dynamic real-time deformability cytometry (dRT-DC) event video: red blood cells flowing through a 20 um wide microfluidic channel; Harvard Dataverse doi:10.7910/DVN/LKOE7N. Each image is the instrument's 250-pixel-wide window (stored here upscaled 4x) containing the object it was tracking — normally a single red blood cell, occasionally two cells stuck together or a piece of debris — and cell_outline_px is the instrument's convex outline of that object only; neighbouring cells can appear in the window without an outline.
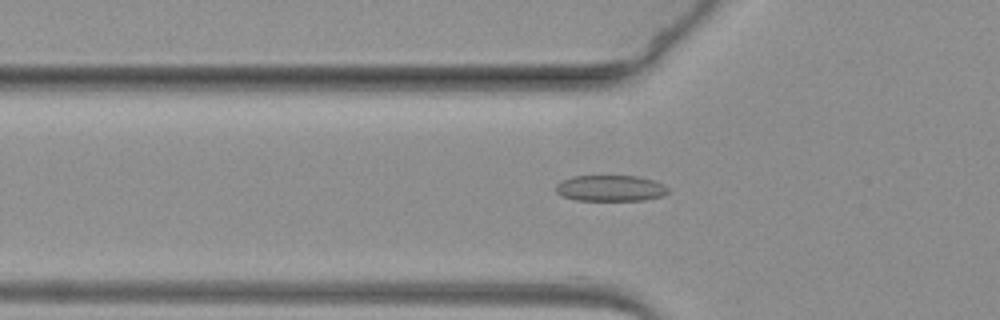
{"species": "common noctule bat (a hibernating species)", "species_latin": "Nyctalus noctula", "temperature_condition": "warm", "stored_images_in_passage": 36, "camera_frame_rate_fps": 3000, "um_per_image_px": 0.085, "animal": {"sex": "female", "body_mass_g": 19.3, "forearm_length_mm": 54.1}, "frame": {"image": 1, "passage_image": 10, "time_ms": 3.0, "image_size_px": [1000, 320], "cell_outline_px": [[668, 192], [664, 196], [644, 200], [576, 200], [564, 196], [556, 192], [556, 184], [560, 180], [572, 176], [636, 176], [652, 180], [664, 184], [668, 188]], "centroid_in_image_um": [51.89, 15.99], "position_along_channel_um": 73.9, "area_um2": 17.05}}
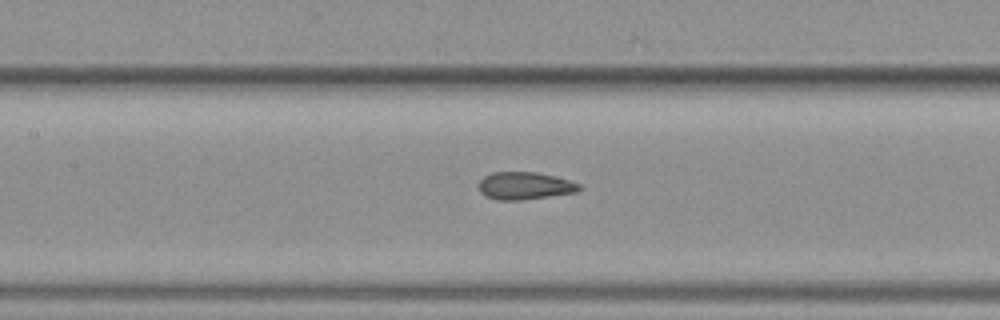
{"frame": {"image": 2, "passage_image": 18, "time_ms": 5.667, "image_size_px": [1000, 320], "cell_outline_px": [[584, 188], [576, 192], [520, 200], [496, 200], [484, 196], [480, 192], [476, 184], [484, 176], [492, 172], [536, 172], [556, 176], [580, 184]], "centroid_in_image_um": [44.56, 15.79], "position_along_channel_um": 162.8, "area_um2": 16.3}}
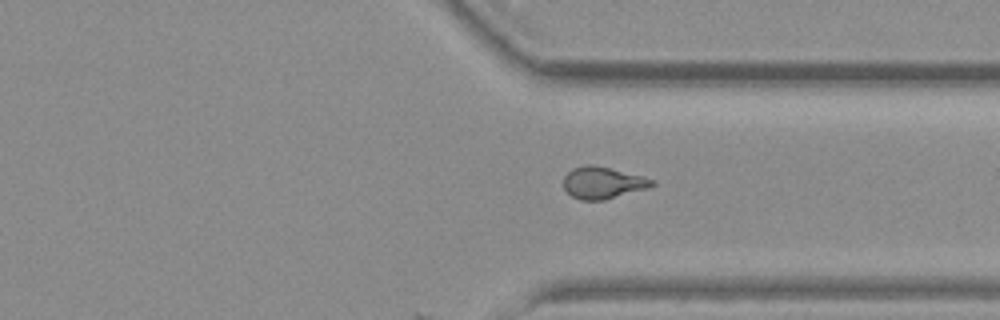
{"frame": {"image": 3, "passage_image": 36, "time_ms": 11.667, "image_size_px": [1000, 320], "cell_outline_px": [[656, 184], [648, 188], [604, 200], [580, 200], [572, 196], [564, 188], [564, 176], [572, 168], [588, 164], [592, 164], [644, 176], [652, 180]], "centroid_in_image_um": [51.23, 15.53], "position_along_channel_um": 360.2, "area_um2": 16.36}}